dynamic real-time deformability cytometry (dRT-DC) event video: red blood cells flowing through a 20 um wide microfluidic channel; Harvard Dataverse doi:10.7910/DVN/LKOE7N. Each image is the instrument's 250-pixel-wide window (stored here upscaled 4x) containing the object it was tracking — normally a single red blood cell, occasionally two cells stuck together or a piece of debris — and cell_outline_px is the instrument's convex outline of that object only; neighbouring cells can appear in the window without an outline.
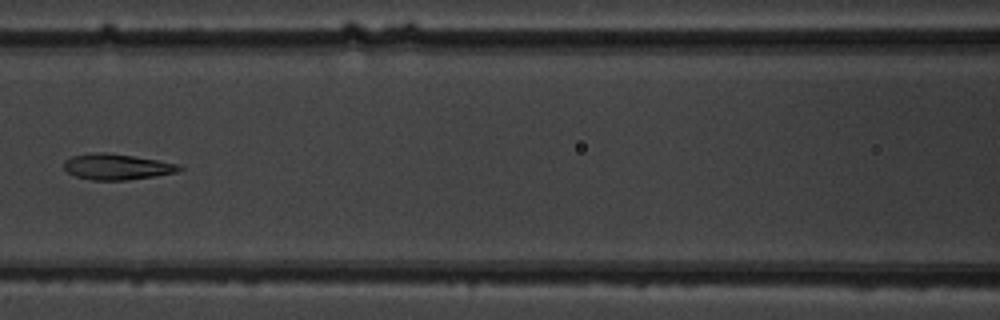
{"species": "common noctule bat (a hibernating species)", "species_latin": "Nyctalus noctula", "temperature_condition": "warm", "stored_images_in_passage": 7, "camera_frame_rate_fps": 3000, "um_per_image_px": 0.085, "animal": {"sex": "male", "body_mass_g": 19.5, "forearm_length_mm": 54.6}, "frame": {"image": 1, "passage_image": 6, "time_ms": 6.0, "image_size_px": [1000, 320], "cell_outline_px": [[184, 168], [176, 172], [128, 180], [92, 180], [76, 176], [68, 172], [64, 168], [64, 160], [72, 156], [96, 152], [104, 152], [132, 156], [180, 164]], "centroid_in_image_um": [9.92, 14.17], "position_along_channel_um": 156.7, "area_um2": 17.17}}
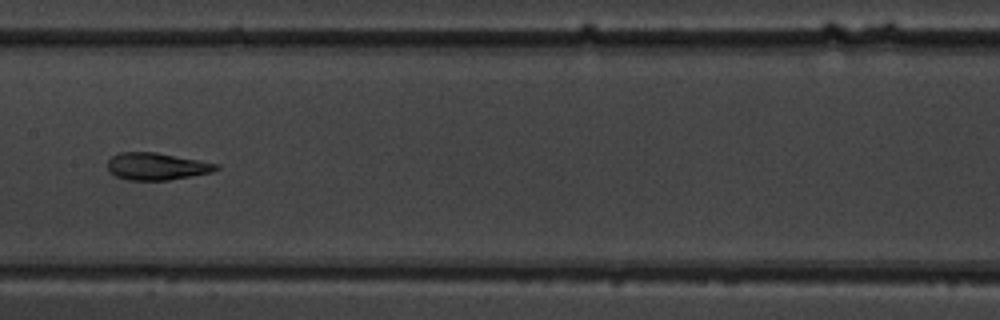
{"frame": {"image": 2, "passage_image": 7, "time_ms": 7.0, "image_size_px": [1000, 320], "cell_outline_px": [[220, 168], [212, 172], [168, 180], [128, 180], [116, 176], [108, 168], [108, 160], [112, 156], [120, 152], [156, 152], [220, 164]], "centroid_in_image_um": [13.34, 14.13], "position_along_channel_um": 194.1, "area_um2": 17.11}}